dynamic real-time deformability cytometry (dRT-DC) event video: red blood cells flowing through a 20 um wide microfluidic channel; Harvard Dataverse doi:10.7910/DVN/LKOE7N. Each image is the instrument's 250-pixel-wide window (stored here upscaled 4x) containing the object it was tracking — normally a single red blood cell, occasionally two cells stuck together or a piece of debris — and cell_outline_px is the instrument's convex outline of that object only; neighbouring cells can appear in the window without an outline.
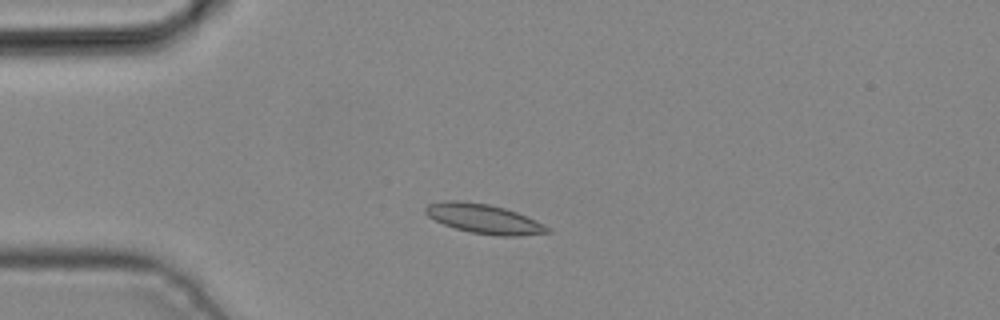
{"species": "common noctule bat (a hibernating species)", "species_latin": "Nyctalus noctula", "temperature_condition": "cold", "stored_images_in_passage": 4, "camera_frame_rate_fps": 3000, "um_per_image_px": 0.085, "animal": {"sex": "male", "body_mass_g": 19.2, "forearm_length_mm": 51.8}, "frame": {"image": 1, "passage_image": 3, "time_ms": 0.667, "image_size_px": [1000, 320], "cell_outline_px": [[552, 232], [516, 236], [500, 236], [472, 232], [456, 228], [444, 224], [428, 216], [424, 212], [424, 208], [428, 204], [444, 200], [460, 200], [488, 204], [504, 208], [516, 212], [552, 228]], "centroid_in_image_um": [41.12, 18.59], "position_along_channel_um": 43.9, "area_um2": 20.75}}